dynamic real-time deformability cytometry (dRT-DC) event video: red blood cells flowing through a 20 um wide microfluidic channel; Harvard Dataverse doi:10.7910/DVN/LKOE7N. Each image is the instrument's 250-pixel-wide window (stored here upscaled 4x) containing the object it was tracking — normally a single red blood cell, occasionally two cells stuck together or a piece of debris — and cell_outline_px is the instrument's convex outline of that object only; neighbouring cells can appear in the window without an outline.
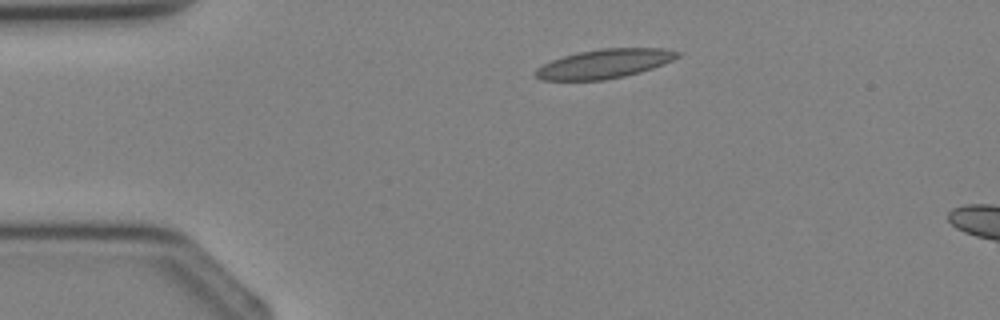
{"species": "Egyptian fruit bat (a non-hibernating species)", "species_latin": "Rousettus aegyptiacus", "temperature_condition": "cold", "stored_images_in_passage": 2, "camera_frame_rate_fps": 3000, "um_per_image_px": 0.085, "animal": {"sex": "female"}, "frame": {"image": 1, "passage_image": 2, "time_ms": 1.333, "image_size_px": [1000, 320], "cell_outline_px": [[680, 56], [672, 60], [652, 68], [640, 72], [624, 76], [604, 80], [540, 80], [536, 76], [536, 68], [552, 60], [576, 52], [604, 48], [660, 48], [680, 52]], "centroid_in_image_um": [51.36, 5.41], "position_along_channel_um": 33.6, "area_um2": 23.87}}